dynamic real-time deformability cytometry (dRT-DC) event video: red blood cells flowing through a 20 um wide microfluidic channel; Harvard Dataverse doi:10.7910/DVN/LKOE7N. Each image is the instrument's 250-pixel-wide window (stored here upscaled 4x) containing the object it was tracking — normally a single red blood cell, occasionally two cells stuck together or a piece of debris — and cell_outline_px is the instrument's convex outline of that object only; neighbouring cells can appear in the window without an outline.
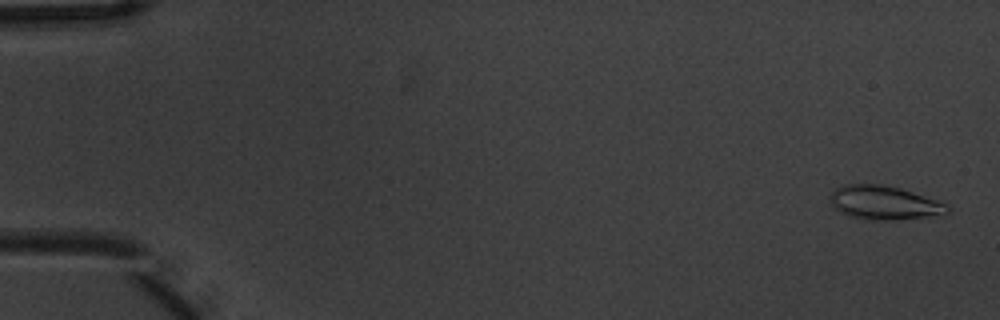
{"species": "common noctule bat (a hibernating species)", "species_latin": "Nyctalus noctula", "temperature_condition": "warm", "stored_images_in_passage": 6, "segment_of_instrument_passage": [1, 2], "camera_frame_rate_fps": 3000, "um_per_image_px": 0.085, "animal": {"sex": "male", "body_mass_g": 20.1, "forearm_length_mm": 53.5}, "frame": {"image": 1, "passage_image": 1, "time_ms": 0.0, "image_size_px": [1000, 320], "cell_outline_px": [[948, 212], [944, 216], [892, 220], [864, 220], [848, 216], [832, 208], [828, 200], [828, 196], [836, 188], [844, 184], [880, 184], [900, 188], [948, 204]], "centroid_in_image_um": [75.12, 17.25], "position_along_channel_um": 9.9, "area_um2": 23.64}}
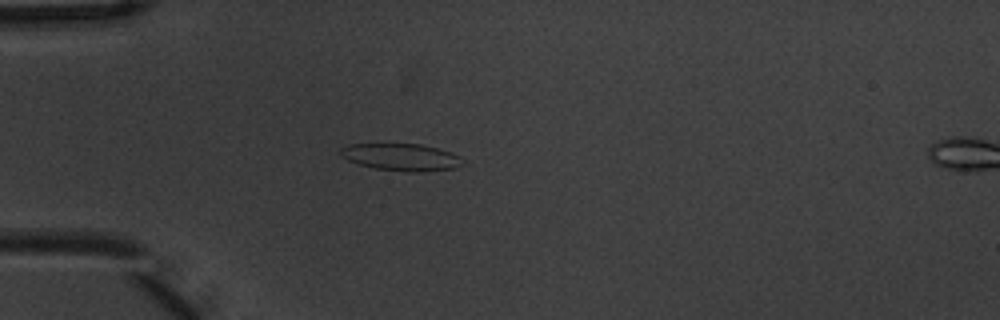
{"frame": {"image": 2, "passage_image": 5, "time_ms": 1.333, "image_size_px": [1000, 320], "cell_outline_px": [[464, 164], [456, 168], [416, 172], [408, 172], [376, 168], [360, 164], [348, 160], [340, 156], [340, 148], [348, 144], [420, 144], [452, 152], [460, 156]], "centroid_in_image_um": [34.12, 13.35], "position_along_channel_um": 50.9, "area_um2": 19.25}}